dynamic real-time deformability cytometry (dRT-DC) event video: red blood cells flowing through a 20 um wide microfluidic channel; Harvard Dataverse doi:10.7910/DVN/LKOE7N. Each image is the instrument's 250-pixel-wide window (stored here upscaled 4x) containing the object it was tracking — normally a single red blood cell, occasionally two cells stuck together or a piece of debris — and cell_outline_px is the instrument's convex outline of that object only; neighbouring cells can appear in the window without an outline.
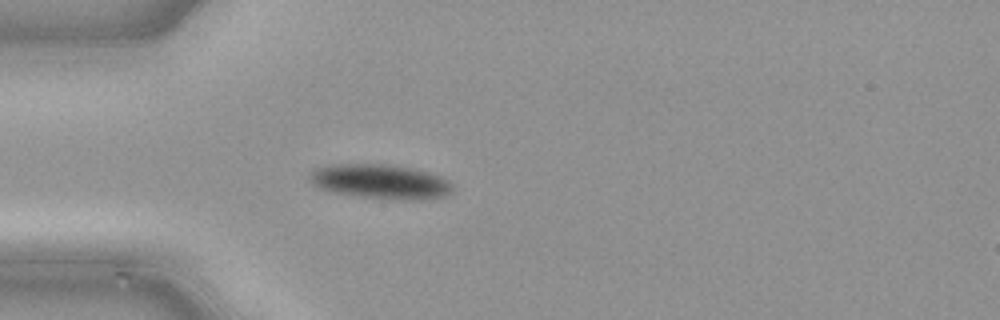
{"species": "common noctule bat (a hibernating species)", "species_latin": "Nyctalus noctula", "temperature_condition": "cold", "stored_images_in_passage": 42, "camera_frame_rate_fps": 3000, "um_per_image_px": 0.085, "animal": {"sex": "male", "body_mass_g": 21.5, "forearm_length_mm": 52.0}, "frame": {"image": 1, "passage_image": 13, "time_ms": 4.0, "image_size_px": [1000, 320], "cell_outline_px": [[452, 192], [444, 196], [360, 196], [336, 192], [324, 188], [316, 184], [312, 180], [312, 172], [316, 168], [332, 164], [392, 164], [412, 168], [428, 172], [440, 176], [448, 180], [452, 184]], "centroid_in_image_um": [32.33, 15.35], "position_along_channel_um": 52.7, "area_um2": 26.82}}